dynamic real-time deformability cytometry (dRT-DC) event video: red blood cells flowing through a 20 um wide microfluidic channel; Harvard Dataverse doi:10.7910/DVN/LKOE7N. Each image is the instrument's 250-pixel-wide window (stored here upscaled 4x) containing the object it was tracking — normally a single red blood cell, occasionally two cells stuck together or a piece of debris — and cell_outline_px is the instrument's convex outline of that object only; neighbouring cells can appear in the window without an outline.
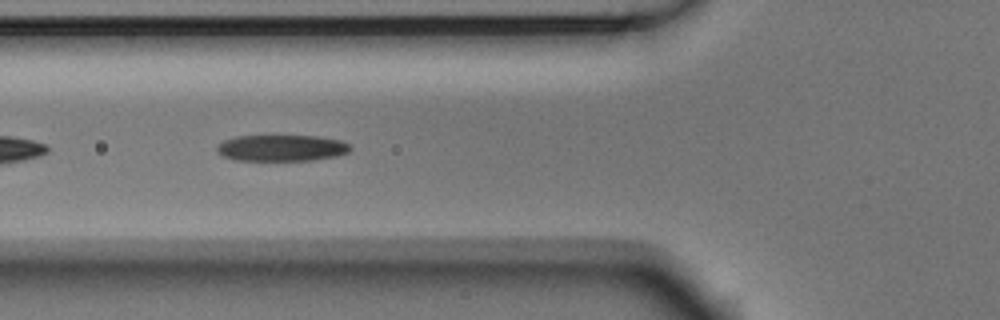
{"species": "Egyptian fruit bat (a non-hibernating species)", "species_latin": "Rousettus aegyptiacus", "temperature_condition": "room temperature", "stored_images_in_passage": 15, "camera_frame_rate_fps": 3000, "um_per_image_px": 0.085, "animal": {"sex": "male"}, "frame": {"image": 1, "passage_image": 5, "time_ms": 1.333, "image_size_px": [1000, 320], "cell_outline_px": [[352, 148], [348, 152], [336, 156], [312, 160], [236, 160], [224, 156], [216, 152], [216, 148], [224, 140], [236, 136], [316, 136], [340, 140], [348, 144]], "centroid_in_image_um": [23.93, 12.58], "position_along_channel_um": 101.9, "area_um2": 20.29}}
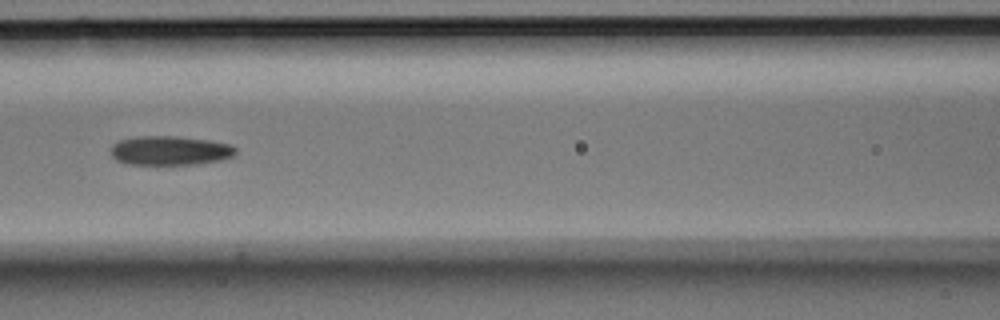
{"frame": {"image": 2, "passage_image": 9, "time_ms": 2.667, "image_size_px": [1000, 320], "cell_outline_px": [[236, 152], [232, 156], [220, 160], [196, 164], [124, 164], [116, 160], [112, 156], [112, 144], [120, 140], [140, 136], [176, 136], [208, 140], [232, 144], [236, 148]], "centroid_in_image_um": [14.45, 12.79], "position_along_channel_um": 152.1, "area_um2": 21.21}}